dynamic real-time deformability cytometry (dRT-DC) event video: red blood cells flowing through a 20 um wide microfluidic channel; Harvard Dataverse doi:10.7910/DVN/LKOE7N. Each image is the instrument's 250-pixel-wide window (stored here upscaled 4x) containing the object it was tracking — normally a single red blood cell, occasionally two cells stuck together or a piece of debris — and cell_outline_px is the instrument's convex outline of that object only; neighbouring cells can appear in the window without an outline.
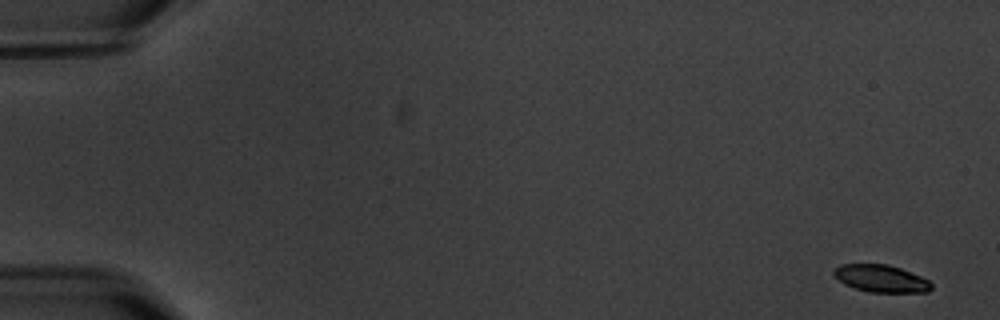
{"species": "common noctule bat (a hibernating species)", "species_latin": "Nyctalus noctula", "temperature_condition": "warm", "stored_images_in_passage": 5, "camera_frame_rate_fps": 3000, "um_per_image_px": 0.085, "animal": {"sex": "male", "body_mass_g": 20.1, "forearm_length_mm": 53.5}, "frame": {"image": 1, "passage_image": 1, "time_ms": 0.0, "image_size_px": [1000, 320], "cell_outline_px": [[932, 288], [928, 292], [868, 292], [844, 284], [832, 272], [840, 264], [888, 264], [900, 268], [920, 276], [928, 280], [932, 284]], "centroid_in_image_um": [74.9, 23.67], "position_along_channel_um": 10.1, "area_um2": 15.37}}
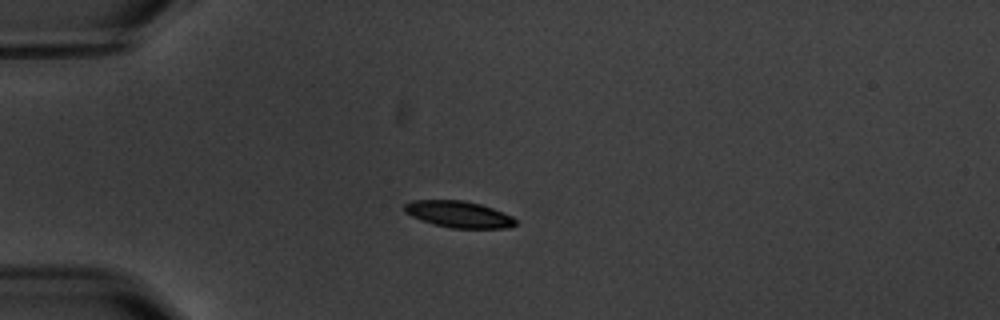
{"frame": {"image": 2, "passage_image": 5, "time_ms": 4.667, "image_size_px": [1000, 320], "cell_outline_px": [[516, 224], [508, 228], [452, 228], [420, 220], [404, 212], [404, 204], [412, 200], [464, 200], [480, 204], [492, 208], [512, 216], [516, 220]], "centroid_in_image_um": [38.97, 18.21], "position_along_channel_um": 46.0, "area_um2": 17.11}}